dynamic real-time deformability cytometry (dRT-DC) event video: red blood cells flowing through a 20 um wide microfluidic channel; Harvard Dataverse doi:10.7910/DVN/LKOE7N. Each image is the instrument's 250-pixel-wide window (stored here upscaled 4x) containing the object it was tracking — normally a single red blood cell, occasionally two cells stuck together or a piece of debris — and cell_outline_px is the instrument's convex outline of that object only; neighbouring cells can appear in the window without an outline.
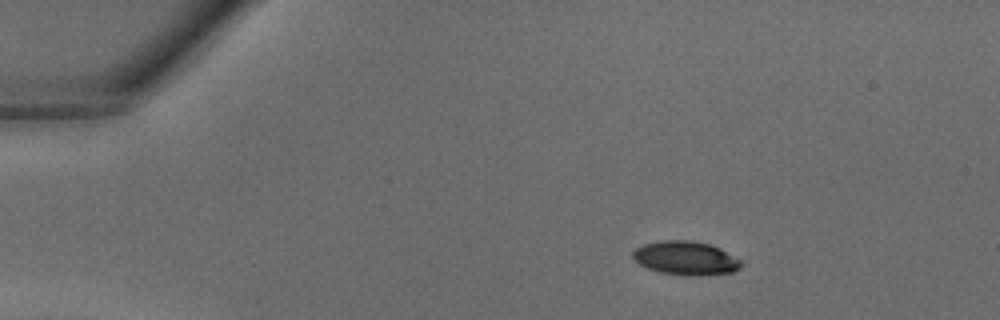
{"species": "common noctule bat (a hibernating species)", "species_latin": "Nyctalus noctula", "temperature_condition": "warm", "stored_images_in_passage": 34, "camera_frame_rate_fps": 3000, "um_per_image_px": 0.085, "animal": {"sex": "male", "body_mass_g": 18.8}, "frame": {"image": 1, "passage_image": 1, "time_ms": 0.0, "image_size_px": [1000, 320], "cell_outline_px": [[744, 264], [740, 268], [732, 272], [696, 276], [692, 276], [660, 272], [648, 268], [640, 264], [632, 256], [632, 252], [636, 248], [644, 244], [664, 240], [692, 240], [708, 244], [720, 248], [740, 260]], "centroid_in_image_um": [58.3, 21.94], "position_along_channel_um": 26.7, "area_um2": 21.15}}
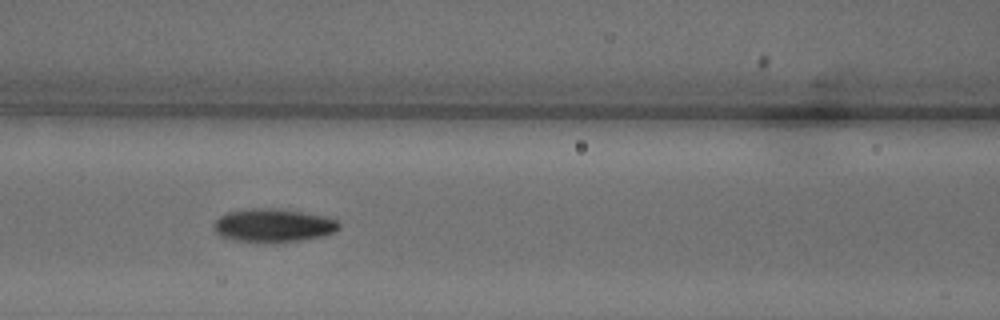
{"frame": {"image": 2, "passage_image": 12, "time_ms": 3.667, "image_size_px": [1000, 320], "cell_outline_px": [[340, 228], [336, 232], [320, 236], [300, 240], [272, 244], [232, 240], [220, 236], [212, 228], [212, 224], [220, 216], [228, 212], [248, 208], [272, 208], [332, 216], [340, 224]], "centroid_in_image_um": [23.23, 19.17], "position_along_channel_um": 143.4, "area_um2": 24.91}}
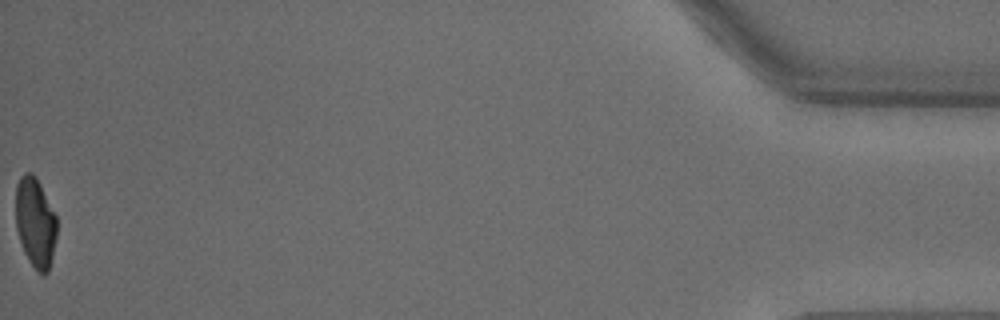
{"frame": {"image": 3, "passage_image": 34, "time_ms": 11.0, "image_size_px": [1000, 320], "cell_outline_px": [[56, 236], [52, 256], [48, 272], [44, 276], [36, 272], [28, 260], [24, 252], [16, 228], [16, 184], [20, 176], [24, 172], [32, 172], [36, 176], [56, 216]], "centroid_in_image_um": [2.99, 18.92], "position_along_channel_um": 432.2, "area_um2": 21.62}}